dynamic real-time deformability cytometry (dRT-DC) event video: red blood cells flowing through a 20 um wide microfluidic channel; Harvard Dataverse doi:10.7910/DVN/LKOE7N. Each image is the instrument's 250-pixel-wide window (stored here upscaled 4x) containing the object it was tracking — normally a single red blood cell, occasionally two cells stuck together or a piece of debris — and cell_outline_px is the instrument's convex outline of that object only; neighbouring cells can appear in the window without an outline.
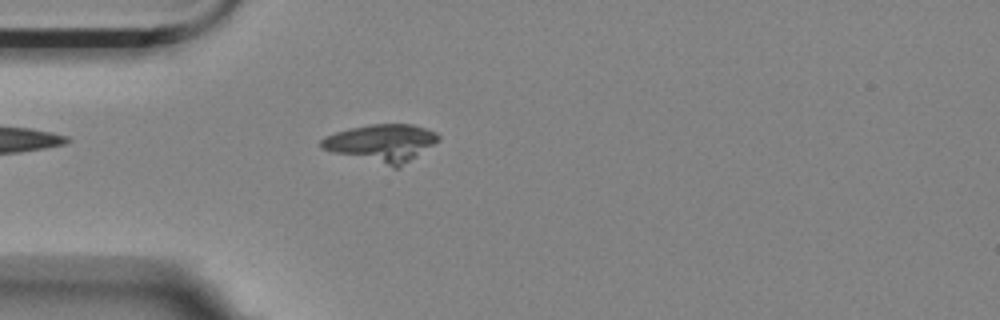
{"species": "Egyptian fruit bat (a non-hibernating species)", "species_latin": "Rousettus aegyptiacus", "temperature_condition": "room temperature", "stored_images_in_passage": 8, "camera_frame_rate_fps": 3000, "um_per_image_px": 0.085, "animal": {"sex": "female"}, "frame": {"image": 1, "passage_image": 1, "time_ms": 0.0, "image_size_px": [1000, 320], "cell_outline_px": [[440, 140], [400, 168], [392, 168], [332, 152], [320, 148], [320, 140], [336, 132], [348, 128], [372, 124], [412, 124], [436, 132], [440, 136]], "centroid_in_image_um": [32.45, 12.17], "position_along_channel_um": 52.6, "area_um2": 25.84}}